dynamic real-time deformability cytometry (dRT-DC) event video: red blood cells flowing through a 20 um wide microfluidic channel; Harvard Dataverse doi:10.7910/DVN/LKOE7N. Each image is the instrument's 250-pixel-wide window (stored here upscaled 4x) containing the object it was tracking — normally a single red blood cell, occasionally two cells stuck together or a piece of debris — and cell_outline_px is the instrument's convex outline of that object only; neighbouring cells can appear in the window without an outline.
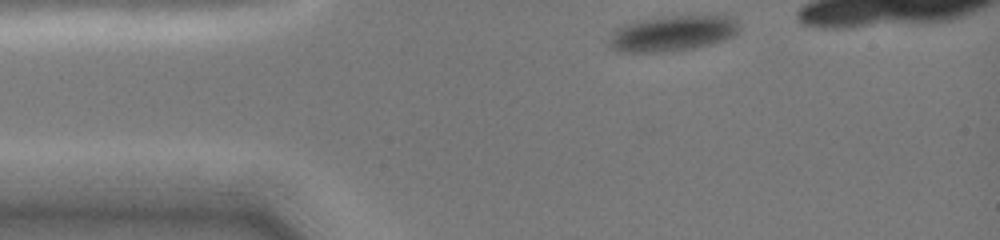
{"species": "common noctule bat (a hibernating species)", "species_latin": "Nyctalus noctula", "temperature_condition": "cold", "stored_images_in_passage": 6, "segment_of_instrument_passage": [1, 2], "camera_frame_rate_fps": 3000, "um_per_image_px": 0.085, "animal": {"sex": "female", "body_mass_g": 19.0, "forearm_length_mm": 51.5}, "frame": {"image": 1, "passage_image": 1, "time_ms": 0.0, "image_size_px": [1000, 240], "cell_outline_px": [[740, 24], [736, 32], [720, 40], [708, 44], [688, 48], [660, 52], [620, 52], [612, 48], [608, 44], [616, 28], [620, 24], [640, 20], [664, 16], [716, 12], [724, 12]], "centroid_in_image_um": [57.18, 2.76], "position_along_channel_um": 27.8, "area_um2": 27.46}}
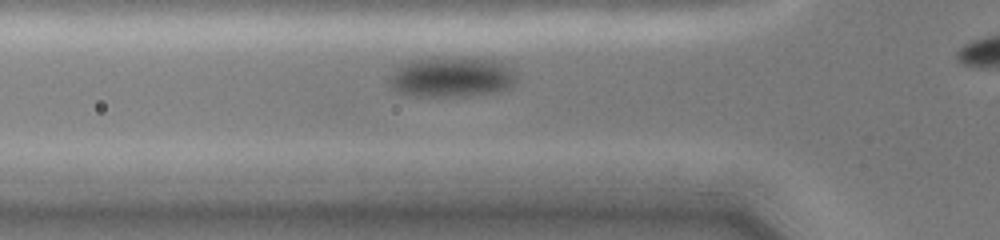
{"frame": {"image": 2, "passage_image": 4, "time_ms": 2.667, "image_size_px": [1000, 240], "cell_outline_px": [[516, 76], [512, 84], [508, 88], [496, 92], [468, 96], [420, 96], [400, 92], [392, 88], [388, 80], [400, 64], [408, 60], [432, 56], [476, 56], [500, 60], [508, 64]], "centroid_in_image_um": [38.42, 6.48], "position_along_channel_um": 87.4, "area_um2": 30.75}}